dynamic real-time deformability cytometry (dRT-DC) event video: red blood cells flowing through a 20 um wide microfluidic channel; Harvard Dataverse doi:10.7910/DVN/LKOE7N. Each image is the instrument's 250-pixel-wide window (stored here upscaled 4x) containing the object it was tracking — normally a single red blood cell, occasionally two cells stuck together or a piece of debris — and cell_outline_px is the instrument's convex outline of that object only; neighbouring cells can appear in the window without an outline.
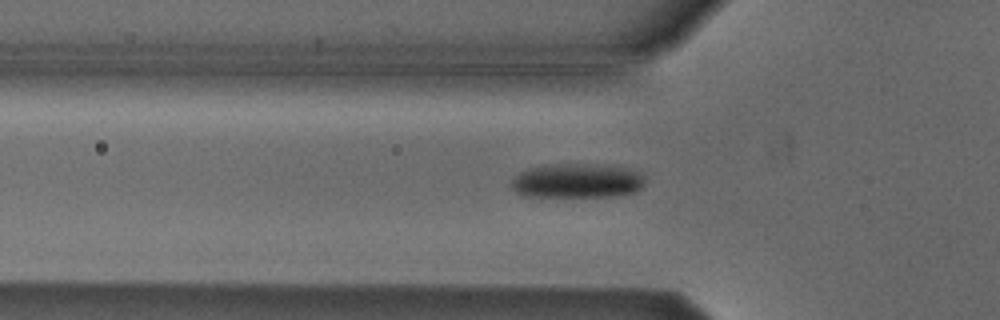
{"species": "Egyptian fruit bat (a non-hibernating species)", "species_latin": "Rousettus aegyptiacus", "temperature_condition": "cold", "stored_images_in_passage": 41, "camera_frame_rate_fps": 3000, "um_per_image_px": 0.085, "animal": {"sex": "male"}, "frame": {"image": 1, "passage_image": 12, "time_ms": 3.667, "image_size_px": [1000, 320], "cell_outline_px": [[644, 184], [636, 192], [616, 196], [524, 196], [516, 192], [512, 188], [512, 180], [520, 172], [532, 168], [552, 164], [596, 164], [624, 168], [640, 172], [644, 176]], "centroid_in_image_um": [49.08, 15.37], "position_along_channel_um": 76.7, "area_um2": 26.59}}
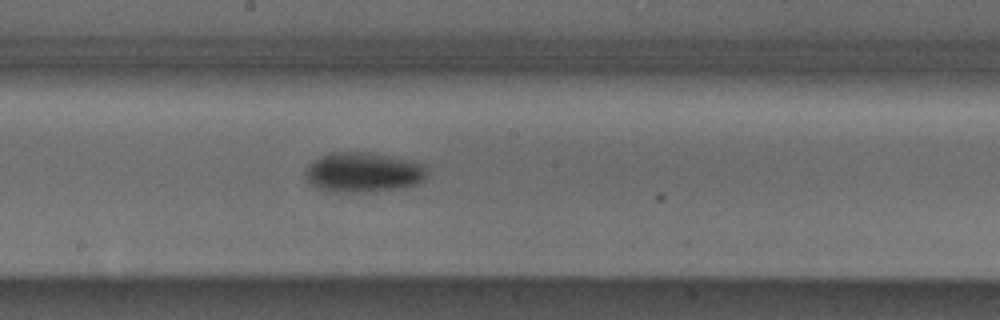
{"frame": {"image": 2, "passage_image": 23, "time_ms": 7.333, "image_size_px": [1000, 320], "cell_outline_px": [[428, 176], [420, 184], [404, 188], [368, 192], [332, 192], [320, 188], [312, 184], [304, 176], [304, 172], [308, 164], [320, 156], [328, 152], [368, 152], [388, 156], [424, 164], [428, 168]], "centroid_in_image_um": [30.9, 14.66], "position_along_channel_um": 217.3, "area_um2": 28.67}}
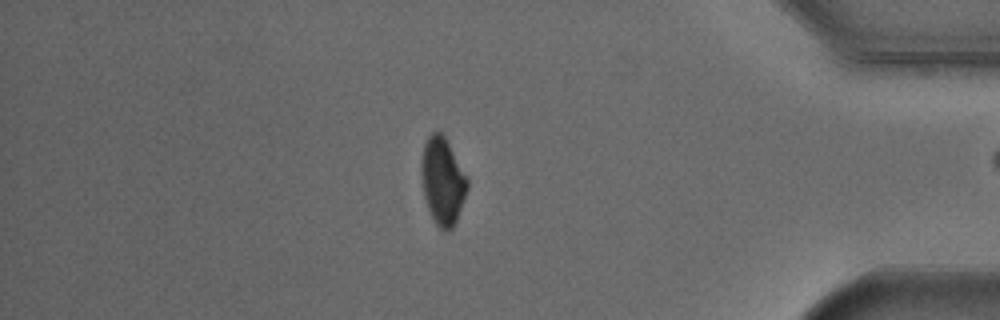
{"frame": {"image": 3, "passage_image": 40, "time_ms": 13.0, "image_size_px": [1000, 320], "cell_outline_px": [[468, 188], [456, 220], [452, 228], [448, 232], [444, 232], [436, 224], [428, 208], [424, 196], [420, 172], [420, 164], [424, 144], [428, 136], [432, 132], [440, 132], [444, 136], [468, 176]], "centroid_in_image_um": [37.62, 15.38], "position_along_channel_um": 397.6, "area_um2": 23.41}}